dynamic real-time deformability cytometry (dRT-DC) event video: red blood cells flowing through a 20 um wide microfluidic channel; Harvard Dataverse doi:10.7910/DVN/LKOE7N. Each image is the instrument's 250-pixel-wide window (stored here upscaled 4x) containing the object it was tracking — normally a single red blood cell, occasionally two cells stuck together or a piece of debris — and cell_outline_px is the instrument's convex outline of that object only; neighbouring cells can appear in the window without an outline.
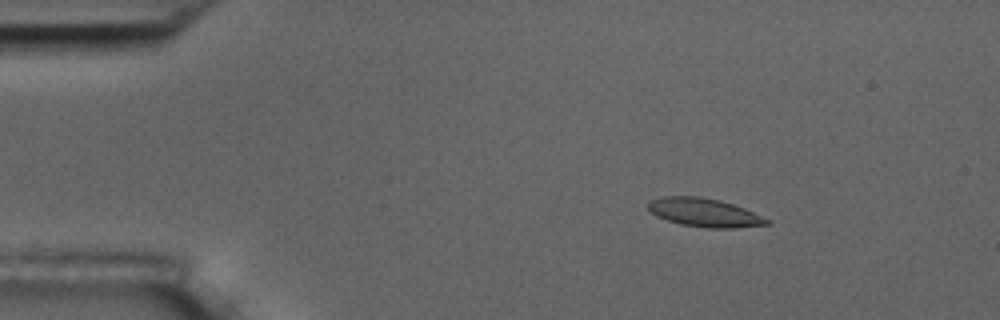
{"species": "common noctule bat (a hibernating species)", "species_latin": "Nyctalus noctula", "temperature_condition": "room temperature", "stored_images_in_passage": 6, "camera_frame_rate_fps": 3000, "um_per_image_px": 0.085, "animal": {"sex": "male", "body_mass_g": 17.5, "forearm_length_mm": 52.3}, "frame": {"image": 1, "passage_image": 3, "time_ms": 2.333, "image_size_px": [1000, 320], "cell_outline_px": [[772, 224], [736, 228], [708, 228], [680, 224], [656, 216], [648, 208], [648, 204], [652, 200], [660, 196], [700, 196], [720, 200], [744, 208], [772, 220]], "centroid_in_image_um": [59.92, 18.07], "position_along_channel_um": 25.1, "area_um2": 19.83}}
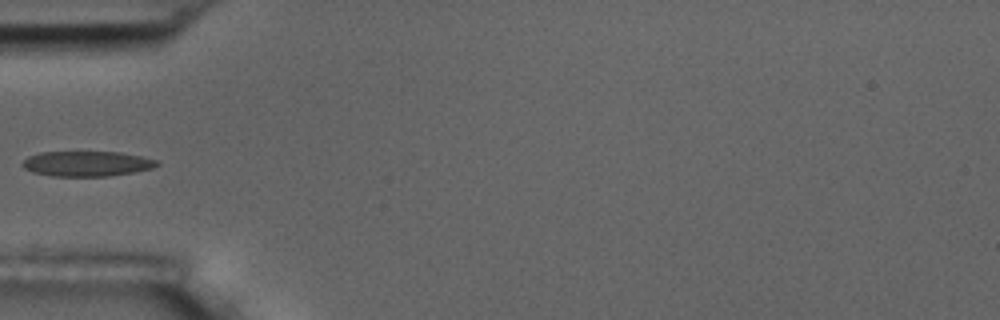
{"frame": {"image": 2, "passage_image": 6, "time_ms": 5.667, "image_size_px": [1000, 320], "cell_outline_px": [[160, 164], [152, 168], [132, 172], [108, 176], [52, 176], [32, 172], [24, 168], [20, 164], [28, 156], [40, 152], [120, 152], [160, 160]], "centroid_in_image_um": [7.37, 13.91], "position_along_channel_um": 77.6, "area_um2": 19.77}}